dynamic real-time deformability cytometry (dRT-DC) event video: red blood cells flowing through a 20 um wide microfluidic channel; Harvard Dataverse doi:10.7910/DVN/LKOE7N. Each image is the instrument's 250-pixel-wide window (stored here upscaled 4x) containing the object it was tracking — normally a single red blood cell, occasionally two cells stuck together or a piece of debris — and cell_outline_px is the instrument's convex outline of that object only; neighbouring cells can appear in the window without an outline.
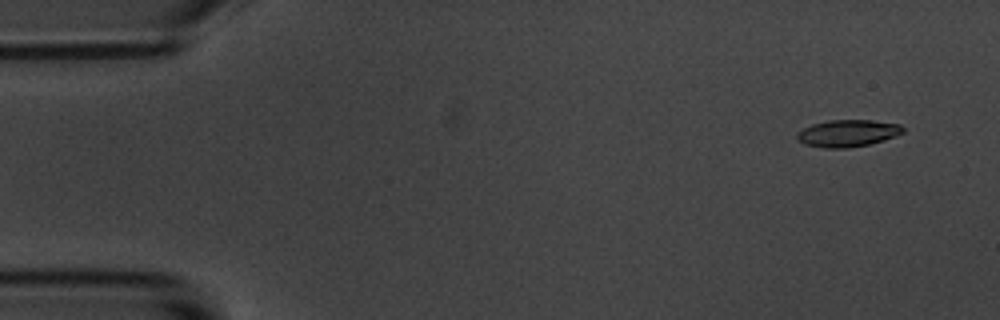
{"species": "common noctule bat (a hibernating species)", "species_latin": "Nyctalus noctula", "temperature_condition": "room temperature", "stored_images_in_passage": 4, "camera_frame_rate_fps": 3000, "um_per_image_px": 0.085, "animal": {"sex": "male", "body_mass_g": 20.1, "forearm_length_mm": 53.5}, "frame": {"image": 1, "passage_image": 1, "time_ms": 0.0, "image_size_px": [1000, 320], "cell_outline_px": [[904, 132], [896, 136], [884, 140], [868, 144], [844, 148], [824, 148], [804, 144], [796, 140], [796, 132], [812, 124], [828, 120], [872, 120], [900, 124], [904, 128]], "centroid_in_image_um": [72.03, 11.32], "position_along_channel_um": 13.0, "area_um2": 16.76}}